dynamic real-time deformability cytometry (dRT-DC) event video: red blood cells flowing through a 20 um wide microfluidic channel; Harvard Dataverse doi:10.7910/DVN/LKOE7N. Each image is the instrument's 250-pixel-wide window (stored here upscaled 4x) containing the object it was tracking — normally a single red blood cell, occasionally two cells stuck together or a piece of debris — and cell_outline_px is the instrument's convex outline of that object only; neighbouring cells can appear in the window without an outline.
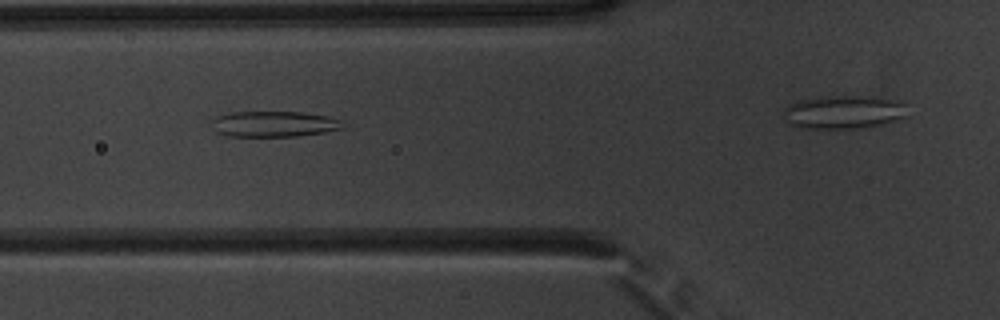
{"species": "common noctule bat (a hibernating species)", "species_latin": "Nyctalus noctula", "temperature_condition": "warm", "stored_images_in_passage": 28, "segment_of_instrument_passage": [1, 2], "camera_frame_rate_fps": 3000, "um_per_image_px": 0.085, "animal": {"sex": "male", "body_mass_g": 20.1, "forearm_length_mm": 53.5}, "frame": {"image": 1, "passage_image": 5, "time_ms": 1.333, "image_size_px": [1000, 320], "cell_outline_px": [[344, 128], [324, 132], [296, 136], [228, 136], [216, 132], [212, 128], [212, 120], [216, 116], [228, 112], [300, 112], [328, 116], [340, 120]], "centroid_in_image_um": [23.24, 10.54], "position_along_channel_um": 102.6, "area_um2": 19.65}}
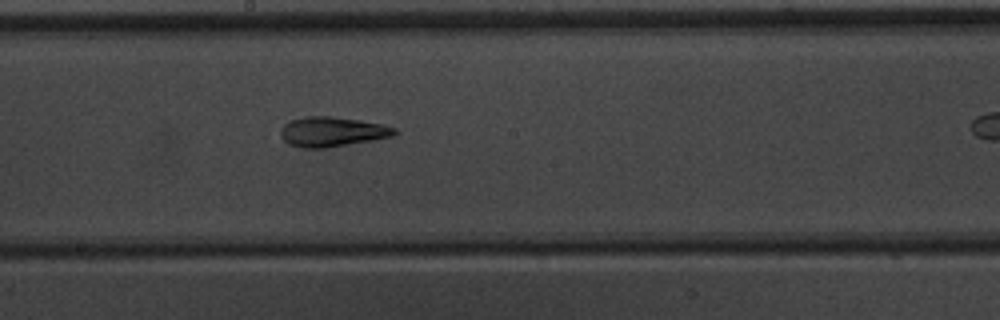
{"frame": {"image": 2, "passage_image": 14, "time_ms": 4.333, "image_size_px": [1000, 320], "cell_outline_px": [[400, 132], [392, 136], [372, 140], [324, 148], [304, 148], [288, 144], [280, 136], [280, 128], [288, 120], [304, 116], [332, 116], [360, 120], [380, 124], [396, 128]], "centroid_in_image_um": [28.19, 11.19], "position_along_channel_um": 220.0, "area_um2": 19.88}}
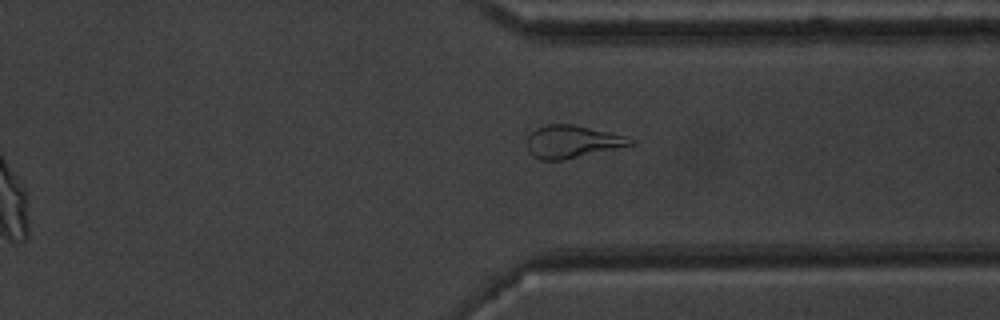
{"frame": {"image": 3, "passage_image": 25, "time_ms": 8.0, "image_size_px": [1000, 320], "cell_outline_px": [[636, 144], [564, 160], [540, 160], [532, 156], [528, 152], [528, 136], [536, 128], [548, 124], [572, 124], [624, 136], [636, 140]], "centroid_in_image_um": [48.63, 12.06], "position_along_channel_um": 362.8, "area_um2": 19.54}}